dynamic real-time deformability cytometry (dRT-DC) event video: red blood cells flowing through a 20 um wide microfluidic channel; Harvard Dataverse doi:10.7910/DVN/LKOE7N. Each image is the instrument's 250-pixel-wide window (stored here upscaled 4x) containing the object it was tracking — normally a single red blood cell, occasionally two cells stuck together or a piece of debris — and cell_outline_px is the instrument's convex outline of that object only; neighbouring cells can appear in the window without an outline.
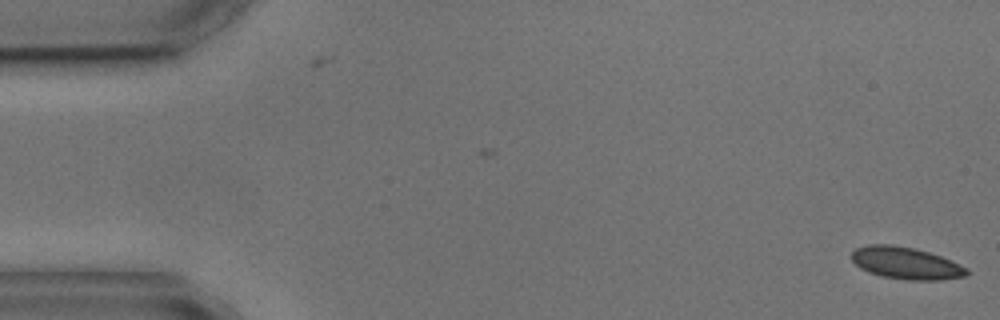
{"species": "common noctule bat (a hibernating species)", "species_latin": "Nyctalus noctula", "temperature_condition": "cold", "stored_images_in_passage": 5, "camera_frame_rate_fps": 3000, "um_per_image_px": 0.085, "animal": {"sex": "male", "body_mass_g": 17.9, "forearm_length_mm": 54.2}, "frame": {"image": 1, "passage_image": 1, "time_ms": 0.0, "image_size_px": [1000, 320], "cell_outline_px": [[968, 276], [940, 280], [908, 280], [880, 276], [868, 272], [860, 268], [852, 260], [852, 252], [856, 248], [868, 244], [892, 244], [916, 248], [940, 256], [968, 268]], "centroid_in_image_um": [77.0, 22.36], "position_along_channel_um": 8.0, "area_um2": 21.62}}
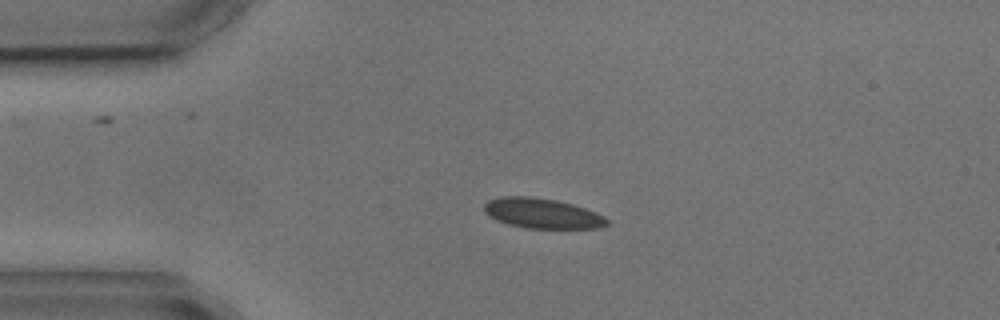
{"frame": {"image": 2, "passage_image": 4, "time_ms": 3.667, "image_size_px": [1000, 320], "cell_outline_px": [[608, 224], [596, 228], [524, 228], [508, 224], [496, 220], [484, 212], [484, 204], [488, 200], [504, 196], [528, 196], [556, 200], [572, 204], [596, 212], [604, 216], [608, 220]], "centroid_in_image_um": [46.06, 18.13], "position_along_channel_um": 38.9, "area_um2": 21.44}}